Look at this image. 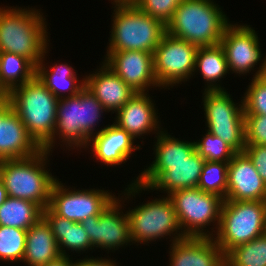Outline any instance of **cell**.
Masks as SVG:
<instances>
[{
	"mask_svg": "<svg viewBox=\"0 0 266 266\" xmlns=\"http://www.w3.org/2000/svg\"><path fill=\"white\" fill-rule=\"evenodd\" d=\"M104 112L103 105L86 87L77 95L59 99L53 137L42 149L52 153L58 138L66 148L89 149L90 138L97 133L95 126Z\"/></svg>",
	"mask_w": 266,
	"mask_h": 266,
	"instance_id": "cell-1",
	"label": "cell"
},
{
	"mask_svg": "<svg viewBox=\"0 0 266 266\" xmlns=\"http://www.w3.org/2000/svg\"><path fill=\"white\" fill-rule=\"evenodd\" d=\"M7 7H0V52L22 55L37 66L49 46L46 18L39 9Z\"/></svg>",
	"mask_w": 266,
	"mask_h": 266,
	"instance_id": "cell-2",
	"label": "cell"
},
{
	"mask_svg": "<svg viewBox=\"0 0 266 266\" xmlns=\"http://www.w3.org/2000/svg\"><path fill=\"white\" fill-rule=\"evenodd\" d=\"M213 0H183L166 25V33L197 47L220 44L228 17Z\"/></svg>",
	"mask_w": 266,
	"mask_h": 266,
	"instance_id": "cell-3",
	"label": "cell"
},
{
	"mask_svg": "<svg viewBox=\"0 0 266 266\" xmlns=\"http://www.w3.org/2000/svg\"><path fill=\"white\" fill-rule=\"evenodd\" d=\"M49 155L50 152L41 149L31 157L0 160V177L7 195L32 201L43 210L47 208L58 179L46 169Z\"/></svg>",
	"mask_w": 266,
	"mask_h": 266,
	"instance_id": "cell-4",
	"label": "cell"
},
{
	"mask_svg": "<svg viewBox=\"0 0 266 266\" xmlns=\"http://www.w3.org/2000/svg\"><path fill=\"white\" fill-rule=\"evenodd\" d=\"M58 100L36 76L9 93L12 109L41 148L53 137Z\"/></svg>",
	"mask_w": 266,
	"mask_h": 266,
	"instance_id": "cell-5",
	"label": "cell"
},
{
	"mask_svg": "<svg viewBox=\"0 0 266 266\" xmlns=\"http://www.w3.org/2000/svg\"><path fill=\"white\" fill-rule=\"evenodd\" d=\"M106 52L154 50L166 34V25L136 5H115Z\"/></svg>",
	"mask_w": 266,
	"mask_h": 266,
	"instance_id": "cell-6",
	"label": "cell"
},
{
	"mask_svg": "<svg viewBox=\"0 0 266 266\" xmlns=\"http://www.w3.org/2000/svg\"><path fill=\"white\" fill-rule=\"evenodd\" d=\"M265 232L266 201L224 200L219 228L211 231V237L226 255L234 247L248 243Z\"/></svg>",
	"mask_w": 266,
	"mask_h": 266,
	"instance_id": "cell-7",
	"label": "cell"
},
{
	"mask_svg": "<svg viewBox=\"0 0 266 266\" xmlns=\"http://www.w3.org/2000/svg\"><path fill=\"white\" fill-rule=\"evenodd\" d=\"M204 164L205 159L196 150L184 161L151 163L136 180H132L133 183L127 185L122 193L124 199L133 198L142 190L159 189L161 193L166 191L169 195L177 190L197 188Z\"/></svg>",
	"mask_w": 266,
	"mask_h": 266,
	"instance_id": "cell-8",
	"label": "cell"
},
{
	"mask_svg": "<svg viewBox=\"0 0 266 266\" xmlns=\"http://www.w3.org/2000/svg\"><path fill=\"white\" fill-rule=\"evenodd\" d=\"M168 196L185 237H211L210 231L204 228L212 223L218 230L223 198L199 188L177 190Z\"/></svg>",
	"mask_w": 266,
	"mask_h": 266,
	"instance_id": "cell-9",
	"label": "cell"
},
{
	"mask_svg": "<svg viewBox=\"0 0 266 266\" xmlns=\"http://www.w3.org/2000/svg\"><path fill=\"white\" fill-rule=\"evenodd\" d=\"M146 202L127 211L132 244L145 245L168 235L174 236L172 243L185 238L168 195Z\"/></svg>",
	"mask_w": 266,
	"mask_h": 266,
	"instance_id": "cell-10",
	"label": "cell"
},
{
	"mask_svg": "<svg viewBox=\"0 0 266 266\" xmlns=\"http://www.w3.org/2000/svg\"><path fill=\"white\" fill-rule=\"evenodd\" d=\"M203 95L207 131L220 137L236 152H243L246 146L243 99L237 105L226 90L204 89Z\"/></svg>",
	"mask_w": 266,
	"mask_h": 266,
	"instance_id": "cell-11",
	"label": "cell"
},
{
	"mask_svg": "<svg viewBox=\"0 0 266 266\" xmlns=\"http://www.w3.org/2000/svg\"><path fill=\"white\" fill-rule=\"evenodd\" d=\"M197 51V46L166 33L153 53L154 74L159 87L166 89L187 82L195 71Z\"/></svg>",
	"mask_w": 266,
	"mask_h": 266,
	"instance_id": "cell-12",
	"label": "cell"
},
{
	"mask_svg": "<svg viewBox=\"0 0 266 266\" xmlns=\"http://www.w3.org/2000/svg\"><path fill=\"white\" fill-rule=\"evenodd\" d=\"M115 198L104 189L70 190L58 179L52 187L48 207L60 217L81 223L91 216L100 215Z\"/></svg>",
	"mask_w": 266,
	"mask_h": 266,
	"instance_id": "cell-13",
	"label": "cell"
},
{
	"mask_svg": "<svg viewBox=\"0 0 266 266\" xmlns=\"http://www.w3.org/2000/svg\"><path fill=\"white\" fill-rule=\"evenodd\" d=\"M122 199V200H120ZM116 197L111 204L97 216H91L81 222L91 245L96 248L118 250L119 247L132 245L129 229L128 214L121 210L124 207L122 196ZM121 210V211H120Z\"/></svg>",
	"mask_w": 266,
	"mask_h": 266,
	"instance_id": "cell-14",
	"label": "cell"
},
{
	"mask_svg": "<svg viewBox=\"0 0 266 266\" xmlns=\"http://www.w3.org/2000/svg\"><path fill=\"white\" fill-rule=\"evenodd\" d=\"M258 33L250 25L229 24L220 40L228 70L235 74H247L263 57L260 49ZM250 71V72H249Z\"/></svg>",
	"mask_w": 266,
	"mask_h": 266,
	"instance_id": "cell-15",
	"label": "cell"
},
{
	"mask_svg": "<svg viewBox=\"0 0 266 266\" xmlns=\"http://www.w3.org/2000/svg\"><path fill=\"white\" fill-rule=\"evenodd\" d=\"M103 62L135 92H148L149 87H159L154 74L153 53L151 52H107Z\"/></svg>",
	"mask_w": 266,
	"mask_h": 266,
	"instance_id": "cell-16",
	"label": "cell"
},
{
	"mask_svg": "<svg viewBox=\"0 0 266 266\" xmlns=\"http://www.w3.org/2000/svg\"><path fill=\"white\" fill-rule=\"evenodd\" d=\"M41 149L12 109L9 98L0 100V160L31 157Z\"/></svg>",
	"mask_w": 266,
	"mask_h": 266,
	"instance_id": "cell-17",
	"label": "cell"
},
{
	"mask_svg": "<svg viewBox=\"0 0 266 266\" xmlns=\"http://www.w3.org/2000/svg\"><path fill=\"white\" fill-rule=\"evenodd\" d=\"M225 200L266 201V183L244 151L237 152L228 163Z\"/></svg>",
	"mask_w": 266,
	"mask_h": 266,
	"instance_id": "cell-18",
	"label": "cell"
},
{
	"mask_svg": "<svg viewBox=\"0 0 266 266\" xmlns=\"http://www.w3.org/2000/svg\"><path fill=\"white\" fill-rule=\"evenodd\" d=\"M156 110L153 99L147 92H137L116 112L113 123L128 132L134 140L151 132L157 135L164 129H161Z\"/></svg>",
	"mask_w": 266,
	"mask_h": 266,
	"instance_id": "cell-19",
	"label": "cell"
},
{
	"mask_svg": "<svg viewBox=\"0 0 266 266\" xmlns=\"http://www.w3.org/2000/svg\"><path fill=\"white\" fill-rule=\"evenodd\" d=\"M170 248L168 266H225V255L213 237H185Z\"/></svg>",
	"mask_w": 266,
	"mask_h": 266,
	"instance_id": "cell-20",
	"label": "cell"
},
{
	"mask_svg": "<svg viewBox=\"0 0 266 266\" xmlns=\"http://www.w3.org/2000/svg\"><path fill=\"white\" fill-rule=\"evenodd\" d=\"M134 141L136 140L128 132L113 123L97 129V133L90 138L88 146L90 145L92 149L90 151L98 162L107 166H119L130 159L132 152L140 150V145L134 147Z\"/></svg>",
	"mask_w": 266,
	"mask_h": 266,
	"instance_id": "cell-21",
	"label": "cell"
},
{
	"mask_svg": "<svg viewBox=\"0 0 266 266\" xmlns=\"http://www.w3.org/2000/svg\"><path fill=\"white\" fill-rule=\"evenodd\" d=\"M102 66L86 75V88L103 105L107 112L114 114L137 92L127 85L112 69L102 62Z\"/></svg>",
	"mask_w": 266,
	"mask_h": 266,
	"instance_id": "cell-22",
	"label": "cell"
},
{
	"mask_svg": "<svg viewBox=\"0 0 266 266\" xmlns=\"http://www.w3.org/2000/svg\"><path fill=\"white\" fill-rule=\"evenodd\" d=\"M48 47L43 53V58L36 66L35 76L38 80L58 99L70 97L79 94L86 87L85 77L82 80H77V76L70 64L61 63L48 66L44 64L45 54ZM46 65V66H45ZM78 82V83H77ZM66 92H68L66 95ZM66 96H65V95Z\"/></svg>",
	"mask_w": 266,
	"mask_h": 266,
	"instance_id": "cell-23",
	"label": "cell"
},
{
	"mask_svg": "<svg viewBox=\"0 0 266 266\" xmlns=\"http://www.w3.org/2000/svg\"><path fill=\"white\" fill-rule=\"evenodd\" d=\"M61 256L50 225L42 217L27 230L22 262L29 266H43Z\"/></svg>",
	"mask_w": 266,
	"mask_h": 266,
	"instance_id": "cell-24",
	"label": "cell"
},
{
	"mask_svg": "<svg viewBox=\"0 0 266 266\" xmlns=\"http://www.w3.org/2000/svg\"><path fill=\"white\" fill-rule=\"evenodd\" d=\"M43 218L50 225L62 256H68L65 248L76 253L94 249L81 223L60 217L49 207L43 210Z\"/></svg>",
	"mask_w": 266,
	"mask_h": 266,
	"instance_id": "cell-25",
	"label": "cell"
},
{
	"mask_svg": "<svg viewBox=\"0 0 266 266\" xmlns=\"http://www.w3.org/2000/svg\"><path fill=\"white\" fill-rule=\"evenodd\" d=\"M194 70V75L195 72L199 71L206 81L207 87H205V90H225L219 84L220 79L227 73H231L228 70L225 53L220 44L198 47Z\"/></svg>",
	"mask_w": 266,
	"mask_h": 266,
	"instance_id": "cell-26",
	"label": "cell"
},
{
	"mask_svg": "<svg viewBox=\"0 0 266 266\" xmlns=\"http://www.w3.org/2000/svg\"><path fill=\"white\" fill-rule=\"evenodd\" d=\"M43 217V209L36 203L7 197L0 206V226L28 230Z\"/></svg>",
	"mask_w": 266,
	"mask_h": 266,
	"instance_id": "cell-27",
	"label": "cell"
},
{
	"mask_svg": "<svg viewBox=\"0 0 266 266\" xmlns=\"http://www.w3.org/2000/svg\"><path fill=\"white\" fill-rule=\"evenodd\" d=\"M35 74L36 66L26 57L11 52H0V81L9 93L32 80Z\"/></svg>",
	"mask_w": 266,
	"mask_h": 266,
	"instance_id": "cell-28",
	"label": "cell"
},
{
	"mask_svg": "<svg viewBox=\"0 0 266 266\" xmlns=\"http://www.w3.org/2000/svg\"><path fill=\"white\" fill-rule=\"evenodd\" d=\"M155 137L157 142L153 148L155 156L152 163L184 161L196 150L195 141H181L166 130L160 131Z\"/></svg>",
	"mask_w": 266,
	"mask_h": 266,
	"instance_id": "cell-29",
	"label": "cell"
},
{
	"mask_svg": "<svg viewBox=\"0 0 266 266\" xmlns=\"http://www.w3.org/2000/svg\"><path fill=\"white\" fill-rule=\"evenodd\" d=\"M225 266H266V232L225 255Z\"/></svg>",
	"mask_w": 266,
	"mask_h": 266,
	"instance_id": "cell-30",
	"label": "cell"
},
{
	"mask_svg": "<svg viewBox=\"0 0 266 266\" xmlns=\"http://www.w3.org/2000/svg\"><path fill=\"white\" fill-rule=\"evenodd\" d=\"M228 163L205 161L197 188L218 195L225 200L227 193Z\"/></svg>",
	"mask_w": 266,
	"mask_h": 266,
	"instance_id": "cell-31",
	"label": "cell"
},
{
	"mask_svg": "<svg viewBox=\"0 0 266 266\" xmlns=\"http://www.w3.org/2000/svg\"><path fill=\"white\" fill-rule=\"evenodd\" d=\"M27 230L0 226V260L22 261L25 253Z\"/></svg>",
	"mask_w": 266,
	"mask_h": 266,
	"instance_id": "cell-32",
	"label": "cell"
},
{
	"mask_svg": "<svg viewBox=\"0 0 266 266\" xmlns=\"http://www.w3.org/2000/svg\"><path fill=\"white\" fill-rule=\"evenodd\" d=\"M195 149L197 153L205 159V161L213 162L229 163L233 156L237 153L220 137L213 135L209 131L204 134L201 140L199 139L195 142Z\"/></svg>",
	"mask_w": 266,
	"mask_h": 266,
	"instance_id": "cell-33",
	"label": "cell"
},
{
	"mask_svg": "<svg viewBox=\"0 0 266 266\" xmlns=\"http://www.w3.org/2000/svg\"><path fill=\"white\" fill-rule=\"evenodd\" d=\"M251 81L242 97L244 114L266 115V84L260 78Z\"/></svg>",
	"mask_w": 266,
	"mask_h": 266,
	"instance_id": "cell-34",
	"label": "cell"
},
{
	"mask_svg": "<svg viewBox=\"0 0 266 266\" xmlns=\"http://www.w3.org/2000/svg\"><path fill=\"white\" fill-rule=\"evenodd\" d=\"M182 1L183 0H136L135 5L144 13L167 25L174 11Z\"/></svg>",
	"mask_w": 266,
	"mask_h": 266,
	"instance_id": "cell-35",
	"label": "cell"
},
{
	"mask_svg": "<svg viewBox=\"0 0 266 266\" xmlns=\"http://www.w3.org/2000/svg\"><path fill=\"white\" fill-rule=\"evenodd\" d=\"M245 144L266 145V115L244 114Z\"/></svg>",
	"mask_w": 266,
	"mask_h": 266,
	"instance_id": "cell-36",
	"label": "cell"
},
{
	"mask_svg": "<svg viewBox=\"0 0 266 266\" xmlns=\"http://www.w3.org/2000/svg\"><path fill=\"white\" fill-rule=\"evenodd\" d=\"M244 152L251 159L260 177L266 183V145H246Z\"/></svg>",
	"mask_w": 266,
	"mask_h": 266,
	"instance_id": "cell-37",
	"label": "cell"
},
{
	"mask_svg": "<svg viewBox=\"0 0 266 266\" xmlns=\"http://www.w3.org/2000/svg\"><path fill=\"white\" fill-rule=\"evenodd\" d=\"M76 266H117L115 260H110L107 258H92L85 257L84 259H79L76 261Z\"/></svg>",
	"mask_w": 266,
	"mask_h": 266,
	"instance_id": "cell-38",
	"label": "cell"
},
{
	"mask_svg": "<svg viewBox=\"0 0 266 266\" xmlns=\"http://www.w3.org/2000/svg\"><path fill=\"white\" fill-rule=\"evenodd\" d=\"M70 255L69 256H60L58 259L51 261L47 264H44L43 266H76V260L75 262L71 260Z\"/></svg>",
	"mask_w": 266,
	"mask_h": 266,
	"instance_id": "cell-39",
	"label": "cell"
},
{
	"mask_svg": "<svg viewBox=\"0 0 266 266\" xmlns=\"http://www.w3.org/2000/svg\"><path fill=\"white\" fill-rule=\"evenodd\" d=\"M258 70L254 73L252 79L260 78L266 84V56L262 59V64L257 68Z\"/></svg>",
	"mask_w": 266,
	"mask_h": 266,
	"instance_id": "cell-40",
	"label": "cell"
},
{
	"mask_svg": "<svg viewBox=\"0 0 266 266\" xmlns=\"http://www.w3.org/2000/svg\"><path fill=\"white\" fill-rule=\"evenodd\" d=\"M7 197L8 195H7L6 188L4 187L3 181L0 177V206L4 203Z\"/></svg>",
	"mask_w": 266,
	"mask_h": 266,
	"instance_id": "cell-41",
	"label": "cell"
},
{
	"mask_svg": "<svg viewBox=\"0 0 266 266\" xmlns=\"http://www.w3.org/2000/svg\"><path fill=\"white\" fill-rule=\"evenodd\" d=\"M112 5H135L136 0H111Z\"/></svg>",
	"mask_w": 266,
	"mask_h": 266,
	"instance_id": "cell-42",
	"label": "cell"
},
{
	"mask_svg": "<svg viewBox=\"0 0 266 266\" xmlns=\"http://www.w3.org/2000/svg\"><path fill=\"white\" fill-rule=\"evenodd\" d=\"M9 98V92L3 87L0 81V100Z\"/></svg>",
	"mask_w": 266,
	"mask_h": 266,
	"instance_id": "cell-43",
	"label": "cell"
}]
</instances>
